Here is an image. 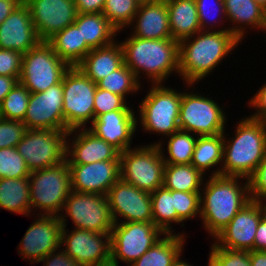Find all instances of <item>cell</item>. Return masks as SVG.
Returning a JSON list of instances; mask_svg holds the SVG:
<instances>
[{
    "instance_id": "cell-31",
    "label": "cell",
    "mask_w": 266,
    "mask_h": 266,
    "mask_svg": "<svg viewBox=\"0 0 266 266\" xmlns=\"http://www.w3.org/2000/svg\"><path fill=\"white\" fill-rule=\"evenodd\" d=\"M186 234H165L139 259L129 266H171L177 255L184 251Z\"/></svg>"
},
{
    "instance_id": "cell-20",
    "label": "cell",
    "mask_w": 266,
    "mask_h": 266,
    "mask_svg": "<svg viewBox=\"0 0 266 266\" xmlns=\"http://www.w3.org/2000/svg\"><path fill=\"white\" fill-rule=\"evenodd\" d=\"M71 189L77 192L107 196L120 178V160L90 164H69Z\"/></svg>"
},
{
    "instance_id": "cell-39",
    "label": "cell",
    "mask_w": 266,
    "mask_h": 266,
    "mask_svg": "<svg viewBox=\"0 0 266 266\" xmlns=\"http://www.w3.org/2000/svg\"><path fill=\"white\" fill-rule=\"evenodd\" d=\"M29 98L30 91L18 82L1 103L0 117L23 122Z\"/></svg>"
},
{
    "instance_id": "cell-35",
    "label": "cell",
    "mask_w": 266,
    "mask_h": 266,
    "mask_svg": "<svg viewBox=\"0 0 266 266\" xmlns=\"http://www.w3.org/2000/svg\"><path fill=\"white\" fill-rule=\"evenodd\" d=\"M153 223L165 234H174L173 223H177L171 190L164 186L151 193Z\"/></svg>"
},
{
    "instance_id": "cell-47",
    "label": "cell",
    "mask_w": 266,
    "mask_h": 266,
    "mask_svg": "<svg viewBox=\"0 0 266 266\" xmlns=\"http://www.w3.org/2000/svg\"><path fill=\"white\" fill-rule=\"evenodd\" d=\"M43 266H84L79 262L72 259L60 246L57 250L52 251L48 255H46L40 262H30L41 263Z\"/></svg>"
},
{
    "instance_id": "cell-43",
    "label": "cell",
    "mask_w": 266,
    "mask_h": 266,
    "mask_svg": "<svg viewBox=\"0 0 266 266\" xmlns=\"http://www.w3.org/2000/svg\"><path fill=\"white\" fill-rule=\"evenodd\" d=\"M126 102L122 96L97 87L94 96V119L114 110H135Z\"/></svg>"
},
{
    "instance_id": "cell-22",
    "label": "cell",
    "mask_w": 266,
    "mask_h": 266,
    "mask_svg": "<svg viewBox=\"0 0 266 266\" xmlns=\"http://www.w3.org/2000/svg\"><path fill=\"white\" fill-rule=\"evenodd\" d=\"M135 110H114L98 116L88 129L120 153L131 148L137 131Z\"/></svg>"
},
{
    "instance_id": "cell-46",
    "label": "cell",
    "mask_w": 266,
    "mask_h": 266,
    "mask_svg": "<svg viewBox=\"0 0 266 266\" xmlns=\"http://www.w3.org/2000/svg\"><path fill=\"white\" fill-rule=\"evenodd\" d=\"M22 56L17 51L0 48V75L20 77Z\"/></svg>"
},
{
    "instance_id": "cell-36",
    "label": "cell",
    "mask_w": 266,
    "mask_h": 266,
    "mask_svg": "<svg viewBox=\"0 0 266 266\" xmlns=\"http://www.w3.org/2000/svg\"><path fill=\"white\" fill-rule=\"evenodd\" d=\"M133 71L123 64L119 69L111 72L108 76L97 83V87L111 93L122 96L126 101L129 94L138 93L142 88Z\"/></svg>"
},
{
    "instance_id": "cell-2",
    "label": "cell",
    "mask_w": 266,
    "mask_h": 266,
    "mask_svg": "<svg viewBox=\"0 0 266 266\" xmlns=\"http://www.w3.org/2000/svg\"><path fill=\"white\" fill-rule=\"evenodd\" d=\"M208 177L200 192V219L205 231L214 238L251 198L248 179L221 175Z\"/></svg>"
},
{
    "instance_id": "cell-48",
    "label": "cell",
    "mask_w": 266,
    "mask_h": 266,
    "mask_svg": "<svg viewBox=\"0 0 266 266\" xmlns=\"http://www.w3.org/2000/svg\"><path fill=\"white\" fill-rule=\"evenodd\" d=\"M251 108L255 109V113L250 114L249 117L265 121L266 122V83H264L259 90L248 100V104Z\"/></svg>"
},
{
    "instance_id": "cell-58",
    "label": "cell",
    "mask_w": 266,
    "mask_h": 266,
    "mask_svg": "<svg viewBox=\"0 0 266 266\" xmlns=\"http://www.w3.org/2000/svg\"><path fill=\"white\" fill-rule=\"evenodd\" d=\"M100 266H117L116 264H113V263H108V264H104V265H100ZM119 266V265H118Z\"/></svg>"
},
{
    "instance_id": "cell-21",
    "label": "cell",
    "mask_w": 266,
    "mask_h": 266,
    "mask_svg": "<svg viewBox=\"0 0 266 266\" xmlns=\"http://www.w3.org/2000/svg\"><path fill=\"white\" fill-rule=\"evenodd\" d=\"M119 154L120 152L115 147L100 139L87 127L72 129L67 133L66 160L68 164L120 160Z\"/></svg>"
},
{
    "instance_id": "cell-56",
    "label": "cell",
    "mask_w": 266,
    "mask_h": 266,
    "mask_svg": "<svg viewBox=\"0 0 266 266\" xmlns=\"http://www.w3.org/2000/svg\"><path fill=\"white\" fill-rule=\"evenodd\" d=\"M140 4H143V3H150V2H157V1H160V0H137Z\"/></svg>"
},
{
    "instance_id": "cell-10",
    "label": "cell",
    "mask_w": 266,
    "mask_h": 266,
    "mask_svg": "<svg viewBox=\"0 0 266 266\" xmlns=\"http://www.w3.org/2000/svg\"><path fill=\"white\" fill-rule=\"evenodd\" d=\"M97 84L77 67L63 76V116L69 130L86 128L94 120V96Z\"/></svg>"
},
{
    "instance_id": "cell-19",
    "label": "cell",
    "mask_w": 266,
    "mask_h": 266,
    "mask_svg": "<svg viewBox=\"0 0 266 266\" xmlns=\"http://www.w3.org/2000/svg\"><path fill=\"white\" fill-rule=\"evenodd\" d=\"M29 7L37 36L47 41L72 25L78 15L74 0H24Z\"/></svg>"
},
{
    "instance_id": "cell-41",
    "label": "cell",
    "mask_w": 266,
    "mask_h": 266,
    "mask_svg": "<svg viewBox=\"0 0 266 266\" xmlns=\"http://www.w3.org/2000/svg\"><path fill=\"white\" fill-rule=\"evenodd\" d=\"M174 208L177 211V224L200 217V192H181L171 190Z\"/></svg>"
},
{
    "instance_id": "cell-28",
    "label": "cell",
    "mask_w": 266,
    "mask_h": 266,
    "mask_svg": "<svg viewBox=\"0 0 266 266\" xmlns=\"http://www.w3.org/2000/svg\"><path fill=\"white\" fill-rule=\"evenodd\" d=\"M47 42L58 57L70 67H76L92 50L85 41H82L81 31L74 24L55 33Z\"/></svg>"
},
{
    "instance_id": "cell-32",
    "label": "cell",
    "mask_w": 266,
    "mask_h": 266,
    "mask_svg": "<svg viewBox=\"0 0 266 266\" xmlns=\"http://www.w3.org/2000/svg\"><path fill=\"white\" fill-rule=\"evenodd\" d=\"M1 208L26 217L31 215L29 177L0 179Z\"/></svg>"
},
{
    "instance_id": "cell-57",
    "label": "cell",
    "mask_w": 266,
    "mask_h": 266,
    "mask_svg": "<svg viewBox=\"0 0 266 266\" xmlns=\"http://www.w3.org/2000/svg\"><path fill=\"white\" fill-rule=\"evenodd\" d=\"M263 31L266 32V13H265L264 25H263V28H262V32Z\"/></svg>"
},
{
    "instance_id": "cell-52",
    "label": "cell",
    "mask_w": 266,
    "mask_h": 266,
    "mask_svg": "<svg viewBox=\"0 0 266 266\" xmlns=\"http://www.w3.org/2000/svg\"><path fill=\"white\" fill-rule=\"evenodd\" d=\"M19 82V77L3 76L0 75V105L6 95L14 88Z\"/></svg>"
},
{
    "instance_id": "cell-50",
    "label": "cell",
    "mask_w": 266,
    "mask_h": 266,
    "mask_svg": "<svg viewBox=\"0 0 266 266\" xmlns=\"http://www.w3.org/2000/svg\"><path fill=\"white\" fill-rule=\"evenodd\" d=\"M254 251H266V214L261 218L257 226Z\"/></svg>"
},
{
    "instance_id": "cell-44",
    "label": "cell",
    "mask_w": 266,
    "mask_h": 266,
    "mask_svg": "<svg viewBox=\"0 0 266 266\" xmlns=\"http://www.w3.org/2000/svg\"><path fill=\"white\" fill-rule=\"evenodd\" d=\"M26 130L23 122L0 117V149L16 147Z\"/></svg>"
},
{
    "instance_id": "cell-30",
    "label": "cell",
    "mask_w": 266,
    "mask_h": 266,
    "mask_svg": "<svg viewBox=\"0 0 266 266\" xmlns=\"http://www.w3.org/2000/svg\"><path fill=\"white\" fill-rule=\"evenodd\" d=\"M223 144V133L213 136H198L191 164L204 175H207L206 172H209L210 169H214L215 167L217 169L212 170L213 172L210 175H221Z\"/></svg>"
},
{
    "instance_id": "cell-16",
    "label": "cell",
    "mask_w": 266,
    "mask_h": 266,
    "mask_svg": "<svg viewBox=\"0 0 266 266\" xmlns=\"http://www.w3.org/2000/svg\"><path fill=\"white\" fill-rule=\"evenodd\" d=\"M265 214L266 203L251 200L212 238L213 242L225 249L253 251L257 226Z\"/></svg>"
},
{
    "instance_id": "cell-13",
    "label": "cell",
    "mask_w": 266,
    "mask_h": 266,
    "mask_svg": "<svg viewBox=\"0 0 266 266\" xmlns=\"http://www.w3.org/2000/svg\"><path fill=\"white\" fill-rule=\"evenodd\" d=\"M67 131L27 129L16 149L31 172L56 166L66 160Z\"/></svg>"
},
{
    "instance_id": "cell-1",
    "label": "cell",
    "mask_w": 266,
    "mask_h": 266,
    "mask_svg": "<svg viewBox=\"0 0 266 266\" xmlns=\"http://www.w3.org/2000/svg\"><path fill=\"white\" fill-rule=\"evenodd\" d=\"M193 38V39H192ZM242 42L230 31H199L179 42V77L187 89L197 85ZM190 86V87H189Z\"/></svg>"
},
{
    "instance_id": "cell-14",
    "label": "cell",
    "mask_w": 266,
    "mask_h": 266,
    "mask_svg": "<svg viewBox=\"0 0 266 266\" xmlns=\"http://www.w3.org/2000/svg\"><path fill=\"white\" fill-rule=\"evenodd\" d=\"M62 226L60 246L72 259L84 266L110 263L111 232L96 233Z\"/></svg>"
},
{
    "instance_id": "cell-33",
    "label": "cell",
    "mask_w": 266,
    "mask_h": 266,
    "mask_svg": "<svg viewBox=\"0 0 266 266\" xmlns=\"http://www.w3.org/2000/svg\"><path fill=\"white\" fill-rule=\"evenodd\" d=\"M204 174L192 164H166L163 186L173 191L201 192Z\"/></svg>"
},
{
    "instance_id": "cell-54",
    "label": "cell",
    "mask_w": 266,
    "mask_h": 266,
    "mask_svg": "<svg viewBox=\"0 0 266 266\" xmlns=\"http://www.w3.org/2000/svg\"><path fill=\"white\" fill-rule=\"evenodd\" d=\"M181 254H183V251L177 255V257L173 260L171 266H193L191 263H187L188 261L181 259ZM208 266H210L209 261Z\"/></svg>"
},
{
    "instance_id": "cell-23",
    "label": "cell",
    "mask_w": 266,
    "mask_h": 266,
    "mask_svg": "<svg viewBox=\"0 0 266 266\" xmlns=\"http://www.w3.org/2000/svg\"><path fill=\"white\" fill-rule=\"evenodd\" d=\"M40 41L25 2L0 24L1 49L14 50L23 55Z\"/></svg>"
},
{
    "instance_id": "cell-18",
    "label": "cell",
    "mask_w": 266,
    "mask_h": 266,
    "mask_svg": "<svg viewBox=\"0 0 266 266\" xmlns=\"http://www.w3.org/2000/svg\"><path fill=\"white\" fill-rule=\"evenodd\" d=\"M36 218L26 230L17 250L22 259L30 262H40L57 250L61 242L62 225L59 216L36 214Z\"/></svg>"
},
{
    "instance_id": "cell-42",
    "label": "cell",
    "mask_w": 266,
    "mask_h": 266,
    "mask_svg": "<svg viewBox=\"0 0 266 266\" xmlns=\"http://www.w3.org/2000/svg\"><path fill=\"white\" fill-rule=\"evenodd\" d=\"M208 261L210 266H251L250 251L232 250L211 244Z\"/></svg>"
},
{
    "instance_id": "cell-17",
    "label": "cell",
    "mask_w": 266,
    "mask_h": 266,
    "mask_svg": "<svg viewBox=\"0 0 266 266\" xmlns=\"http://www.w3.org/2000/svg\"><path fill=\"white\" fill-rule=\"evenodd\" d=\"M23 123L27 129L70 131L63 116V79L44 92L30 93Z\"/></svg>"
},
{
    "instance_id": "cell-8",
    "label": "cell",
    "mask_w": 266,
    "mask_h": 266,
    "mask_svg": "<svg viewBox=\"0 0 266 266\" xmlns=\"http://www.w3.org/2000/svg\"><path fill=\"white\" fill-rule=\"evenodd\" d=\"M182 91L178 124L180 130L196 136L222 134L227 129V115L216 100L198 92Z\"/></svg>"
},
{
    "instance_id": "cell-25",
    "label": "cell",
    "mask_w": 266,
    "mask_h": 266,
    "mask_svg": "<svg viewBox=\"0 0 266 266\" xmlns=\"http://www.w3.org/2000/svg\"><path fill=\"white\" fill-rule=\"evenodd\" d=\"M228 23L231 22L229 31L240 41L245 39V34L250 30L262 31L266 10L258 5L255 0H223ZM232 25V28H231ZM249 27V28H248ZM248 29V30H246Z\"/></svg>"
},
{
    "instance_id": "cell-34",
    "label": "cell",
    "mask_w": 266,
    "mask_h": 266,
    "mask_svg": "<svg viewBox=\"0 0 266 266\" xmlns=\"http://www.w3.org/2000/svg\"><path fill=\"white\" fill-rule=\"evenodd\" d=\"M197 137L191 132L179 129L172 135L165 137L168 140L167 143L160 138L161 140H157L158 143L156 141V143L151 142V144L159 146L165 164H191ZM164 143L167 144L166 152L168 155L164 154Z\"/></svg>"
},
{
    "instance_id": "cell-3",
    "label": "cell",
    "mask_w": 266,
    "mask_h": 266,
    "mask_svg": "<svg viewBox=\"0 0 266 266\" xmlns=\"http://www.w3.org/2000/svg\"><path fill=\"white\" fill-rule=\"evenodd\" d=\"M124 64L140 83L142 74L151 84H165L172 73L179 75V42L169 39H142L128 36L119 42Z\"/></svg>"
},
{
    "instance_id": "cell-51",
    "label": "cell",
    "mask_w": 266,
    "mask_h": 266,
    "mask_svg": "<svg viewBox=\"0 0 266 266\" xmlns=\"http://www.w3.org/2000/svg\"><path fill=\"white\" fill-rule=\"evenodd\" d=\"M23 2L24 0H0V24Z\"/></svg>"
},
{
    "instance_id": "cell-49",
    "label": "cell",
    "mask_w": 266,
    "mask_h": 266,
    "mask_svg": "<svg viewBox=\"0 0 266 266\" xmlns=\"http://www.w3.org/2000/svg\"><path fill=\"white\" fill-rule=\"evenodd\" d=\"M78 14L102 13L105 0H74Z\"/></svg>"
},
{
    "instance_id": "cell-37",
    "label": "cell",
    "mask_w": 266,
    "mask_h": 266,
    "mask_svg": "<svg viewBox=\"0 0 266 266\" xmlns=\"http://www.w3.org/2000/svg\"><path fill=\"white\" fill-rule=\"evenodd\" d=\"M139 5L137 0H105L102 14L120 34L132 23Z\"/></svg>"
},
{
    "instance_id": "cell-9",
    "label": "cell",
    "mask_w": 266,
    "mask_h": 266,
    "mask_svg": "<svg viewBox=\"0 0 266 266\" xmlns=\"http://www.w3.org/2000/svg\"><path fill=\"white\" fill-rule=\"evenodd\" d=\"M69 68L47 41H40L23 54L19 83L30 93L44 92L50 86L60 83Z\"/></svg>"
},
{
    "instance_id": "cell-24",
    "label": "cell",
    "mask_w": 266,
    "mask_h": 266,
    "mask_svg": "<svg viewBox=\"0 0 266 266\" xmlns=\"http://www.w3.org/2000/svg\"><path fill=\"white\" fill-rule=\"evenodd\" d=\"M127 28H131V36L142 39L172 38L166 0L140 4Z\"/></svg>"
},
{
    "instance_id": "cell-29",
    "label": "cell",
    "mask_w": 266,
    "mask_h": 266,
    "mask_svg": "<svg viewBox=\"0 0 266 266\" xmlns=\"http://www.w3.org/2000/svg\"><path fill=\"white\" fill-rule=\"evenodd\" d=\"M73 24L81 31L82 41L92 49L112 44L119 35L102 13L78 14Z\"/></svg>"
},
{
    "instance_id": "cell-53",
    "label": "cell",
    "mask_w": 266,
    "mask_h": 266,
    "mask_svg": "<svg viewBox=\"0 0 266 266\" xmlns=\"http://www.w3.org/2000/svg\"><path fill=\"white\" fill-rule=\"evenodd\" d=\"M251 266H266V251H250Z\"/></svg>"
},
{
    "instance_id": "cell-40",
    "label": "cell",
    "mask_w": 266,
    "mask_h": 266,
    "mask_svg": "<svg viewBox=\"0 0 266 266\" xmlns=\"http://www.w3.org/2000/svg\"><path fill=\"white\" fill-rule=\"evenodd\" d=\"M30 171L16 147L0 149V179L25 178Z\"/></svg>"
},
{
    "instance_id": "cell-45",
    "label": "cell",
    "mask_w": 266,
    "mask_h": 266,
    "mask_svg": "<svg viewBox=\"0 0 266 266\" xmlns=\"http://www.w3.org/2000/svg\"><path fill=\"white\" fill-rule=\"evenodd\" d=\"M248 184L251 200L266 203V154L248 178Z\"/></svg>"
},
{
    "instance_id": "cell-4",
    "label": "cell",
    "mask_w": 266,
    "mask_h": 266,
    "mask_svg": "<svg viewBox=\"0 0 266 266\" xmlns=\"http://www.w3.org/2000/svg\"><path fill=\"white\" fill-rule=\"evenodd\" d=\"M234 131L230 139L223 133L221 176L248 179L266 154V122L245 116Z\"/></svg>"
},
{
    "instance_id": "cell-7",
    "label": "cell",
    "mask_w": 266,
    "mask_h": 266,
    "mask_svg": "<svg viewBox=\"0 0 266 266\" xmlns=\"http://www.w3.org/2000/svg\"><path fill=\"white\" fill-rule=\"evenodd\" d=\"M120 178L152 193L163 186L165 162L157 144L139 145L119 154Z\"/></svg>"
},
{
    "instance_id": "cell-27",
    "label": "cell",
    "mask_w": 266,
    "mask_h": 266,
    "mask_svg": "<svg viewBox=\"0 0 266 266\" xmlns=\"http://www.w3.org/2000/svg\"><path fill=\"white\" fill-rule=\"evenodd\" d=\"M172 39L180 42L201 31L195 0H166Z\"/></svg>"
},
{
    "instance_id": "cell-5",
    "label": "cell",
    "mask_w": 266,
    "mask_h": 266,
    "mask_svg": "<svg viewBox=\"0 0 266 266\" xmlns=\"http://www.w3.org/2000/svg\"><path fill=\"white\" fill-rule=\"evenodd\" d=\"M182 92L166 87L164 84H150L149 91L145 98L139 103L137 111V126L142 130L159 136H170L177 132L180 127L178 124L180 103Z\"/></svg>"
},
{
    "instance_id": "cell-6",
    "label": "cell",
    "mask_w": 266,
    "mask_h": 266,
    "mask_svg": "<svg viewBox=\"0 0 266 266\" xmlns=\"http://www.w3.org/2000/svg\"><path fill=\"white\" fill-rule=\"evenodd\" d=\"M29 181L31 215L37 213L36 209H39L42 211L37 215L59 216L72 190L67 160L56 166L31 172ZM32 211L35 212L32 213Z\"/></svg>"
},
{
    "instance_id": "cell-26",
    "label": "cell",
    "mask_w": 266,
    "mask_h": 266,
    "mask_svg": "<svg viewBox=\"0 0 266 266\" xmlns=\"http://www.w3.org/2000/svg\"><path fill=\"white\" fill-rule=\"evenodd\" d=\"M123 64V50L116 40L108 46L92 49L76 67L97 84Z\"/></svg>"
},
{
    "instance_id": "cell-38",
    "label": "cell",
    "mask_w": 266,
    "mask_h": 266,
    "mask_svg": "<svg viewBox=\"0 0 266 266\" xmlns=\"http://www.w3.org/2000/svg\"><path fill=\"white\" fill-rule=\"evenodd\" d=\"M195 4L201 31H216L215 29L217 31H229L228 27L226 29L224 26L223 28H217L227 20L223 0H195ZM221 20L223 23H221Z\"/></svg>"
},
{
    "instance_id": "cell-11",
    "label": "cell",
    "mask_w": 266,
    "mask_h": 266,
    "mask_svg": "<svg viewBox=\"0 0 266 266\" xmlns=\"http://www.w3.org/2000/svg\"><path fill=\"white\" fill-rule=\"evenodd\" d=\"M110 262L128 266L139 259L165 233L153 222L114 223L111 230Z\"/></svg>"
},
{
    "instance_id": "cell-12",
    "label": "cell",
    "mask_w": 266,
    "mask_h": 266,
    "mask_svg": "<svg viewBox=\"0 0 266 266\" xmlns=\"http://www.w3.org/2000/svg\"><path fill=\"white\" fill-rule=\"evenodd\" d=\"M62 213L59 215L62 226H67L68 217L72 220L74 228L96 233L111 232L114 225L105 195L71 190Z\"/></svg>"
},
{
    "instance_id": "cell-15",
    "label": "cell",
    "mask_w": 266,
    "mask_h": 266,
    "mask_svg": "<svg viewBox=\"0 0 266 266\" xmlns=\"http://www.w3.org/2000/svg\"><path fill=\"white\" fill-rule=\"evenodd\" d=\"M107 199L114 223L153 222L151 193L121 178L110 188Z\"/></svg>"
},
{
    "instance_id": "cell-55",
    "label": "cell",
    "mask_w": 266,
    "mask_h": 266,
    "mask_svg": "<svg viewBox=\"0 0 266 266\" xmlns=\"http://www.w3.org/2000/svg\"><path fill=\"white\" fill-rule=\"evenodd\" d=\"M255 2L266 10V0H255Z\"/></svg>"
}]
</instances>
